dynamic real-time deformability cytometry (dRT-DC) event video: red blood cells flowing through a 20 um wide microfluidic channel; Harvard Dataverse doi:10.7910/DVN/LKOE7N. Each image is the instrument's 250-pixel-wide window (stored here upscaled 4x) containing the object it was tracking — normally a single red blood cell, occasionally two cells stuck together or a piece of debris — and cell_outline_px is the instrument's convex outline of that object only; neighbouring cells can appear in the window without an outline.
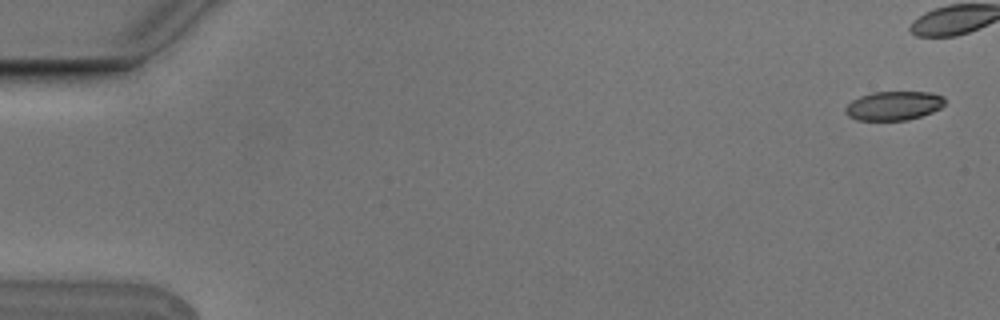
{"species": "Egyptian fruit bat (a non-hibernating species)", "species_latin": "Rousettus aegyptiacus", "temperature_condition": "cold", "stored_images_in_passage": 15, "camera_frame_rate_fps": 3000, "um_per_image_px": 0.085, "animal": {"sex": "male"}, "frame": {"image": 1, "passage_image": 1, "time_ms": 0.0, "image_size_px": [1000, 320], "cell_outline_px": [[944, 104], [940, 108], [932, 112], [908, 120], [856, 120], [848, 116], [844, 112], [844, 108], [852, 100], [860, 96], [872, 92], [932, 92], [944, 96]], "centroid_in_image_um": [75.95, 8.98], "position_along_channel_um": 9.1, "area_um2": 16.88}}
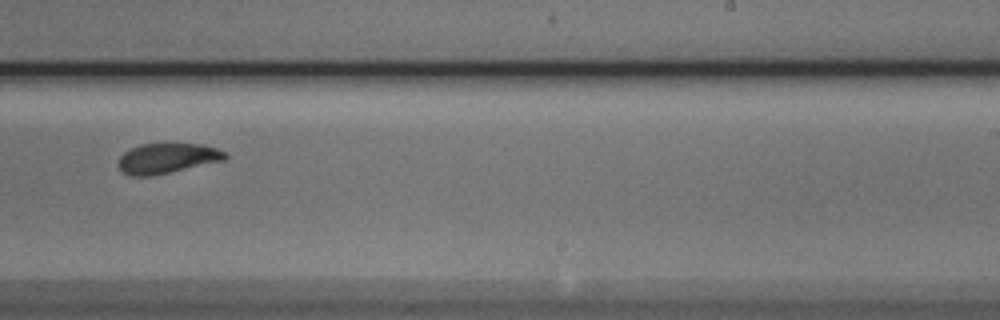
{"frame": {"image": 2, "passage_image": 11, "time_ms": 3.333, "image_size_px": [1000, 320], "cell_outline_px": [[228, 156], [224, 160], [152, 176], [128, 176], [120, 172], [116, 164], [120, 156], [124, 152], [140, 144], [200, 144], [216, 148], [224, 152]], "centroid_in_image_um": [14.13, 13.47], "position_along_channel_um": 274.9, "area_um2": 18.79}}
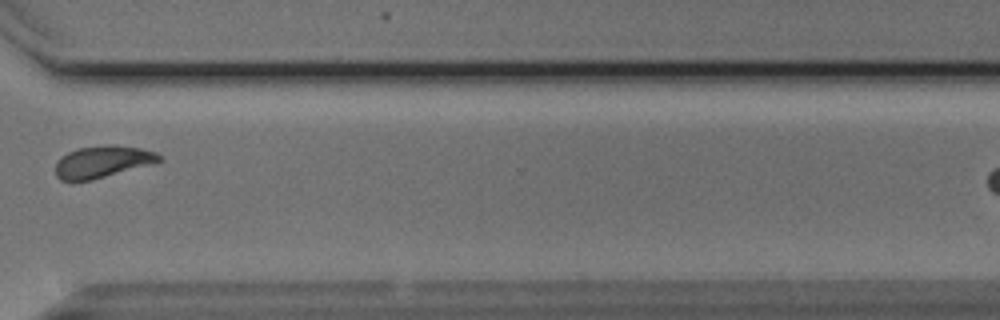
{"frame": {"image": 3, "passage_image": 13, "time_ms": 4.0, "image_size_px": [1000, 320], "cell_outline_px": [[164, 160], [92, 180], [60, 180], [56, 176], [56, 160], [60, 156], [76, 148], [104, 144], [112, 144], [140, 148], [156, 152]], "centroid_in_image_um": [8.68, 13.72], "position_along_channel_um": 361.9, "area_um2": 19.31}}